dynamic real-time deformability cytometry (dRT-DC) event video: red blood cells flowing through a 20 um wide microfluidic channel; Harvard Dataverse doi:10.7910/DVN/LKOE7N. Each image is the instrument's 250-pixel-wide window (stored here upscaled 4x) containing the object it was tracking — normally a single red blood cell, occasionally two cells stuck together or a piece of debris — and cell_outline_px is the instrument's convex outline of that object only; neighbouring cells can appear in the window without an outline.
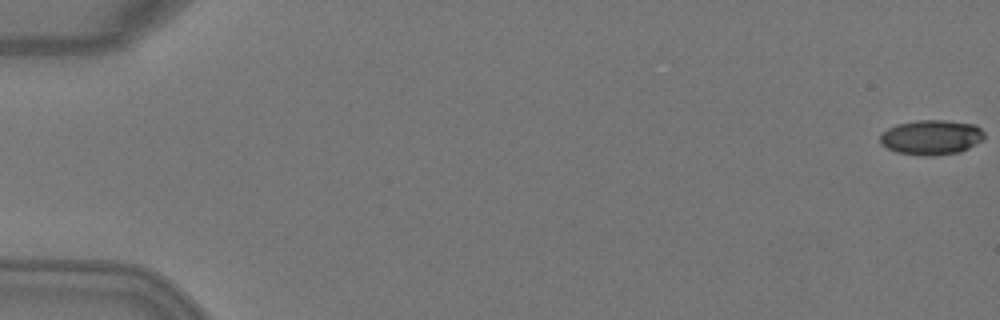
{"species": "Egyptian fruit bat (a non-hibernating species)", "species_latin": "Rousettus aegyptiacus", "temperature_condition": "warm", "stored_images_in_passage": 6, "camera_frame_rate_fps": 3000, "um_per_image_px": 0.085, "animal": {"sex": "female"}, "frame": {"image": 1, "passage_image": 1, "time_ms": 0.0, "image_size_px": [1000, 320], "cell_outline_px": [[984, 140], [960, 152], [932, 156], [924, 156], [896, 152], [880, 144], [880, 132], [896, 124], [916, 120], [944, 120], [976, 124], [984, 132]], "centroid_in_image_um": [79.16, 11.67], "position_along_channel_um": 5.8, "area_um2": 21.44}}
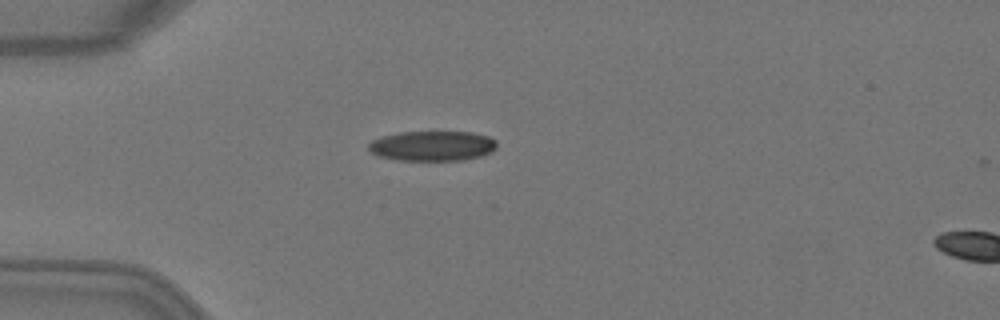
{"frame": {"image": 2, "passage_image": 5, "time_ms": 1.333, "image_size_px": [1000, 320], "cell_outline_px": [[496, 148], [492, 152], [480, 156], [464, 160], [396, 160], [376, 156], [368, 148], [368, 144], [372, 140], [380, 136], [400, 132], [472, 132], [488, 136], [496, 140]], "centroid_in_image_um": [36.74, 12.4], "position_along_channel_um": 48.3, "area_um2": 22.6}}